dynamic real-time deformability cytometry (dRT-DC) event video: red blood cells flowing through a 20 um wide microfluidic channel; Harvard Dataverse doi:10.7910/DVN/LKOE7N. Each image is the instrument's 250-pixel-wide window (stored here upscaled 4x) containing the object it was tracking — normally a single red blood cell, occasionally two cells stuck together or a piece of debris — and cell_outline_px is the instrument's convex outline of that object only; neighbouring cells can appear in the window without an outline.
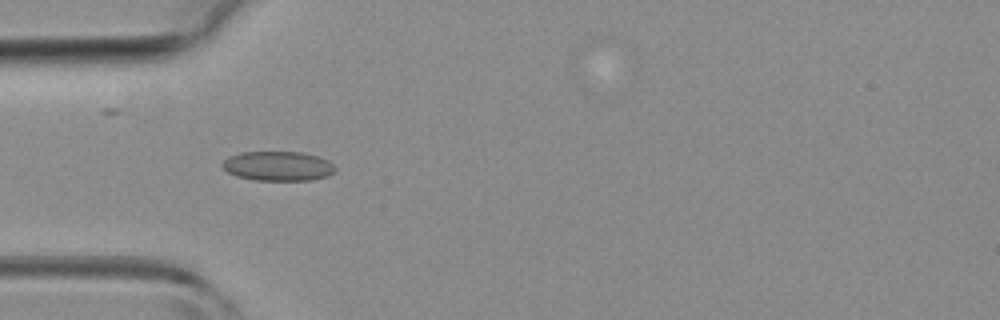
{"species": "common noctule bat (a hibernating species)", "species_latin": "Nyctalus noctula", "temperature_condition": "room temperature", "stored_images_in_passage": 39, "camera_frame_rate_fps": 3000, "um_per_image_px": 0.085, "animal": {"sex": "female", "body_mass_g": 19.3, "forearm_length_mm": 54.1}, "frame": {"image": 1, "passage_image": 7, "time_ms": 2.0, "image_size_px": [1000, 320], "cell_outline_px": [[336, 172], [328, 176], [312, 180], [252, 180], [236, 176], [228, 172], [220, 164], [228, 156], [240, 152], [300, 152], [316, 156], [328, 160], [336, 168]], "centroid_in_image_um": [23.62, 14.12], "position_along_channel_um": 61.4, "area_um2": 19.54}}
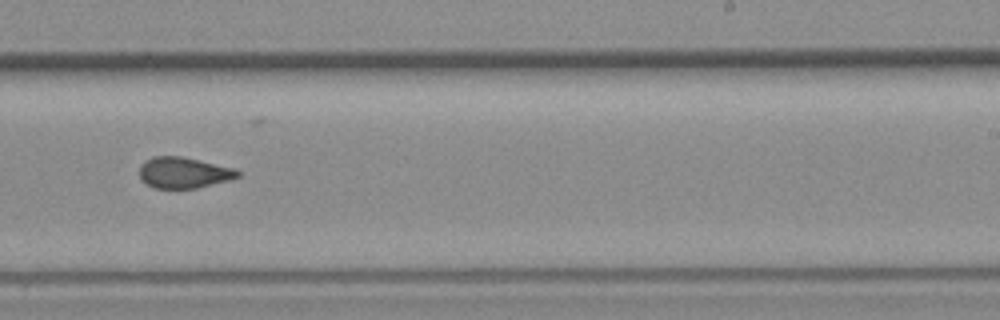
{"frame": {"image": 2, "passage_image": 21, "time_ms": 6.667, "image_size_px": [1000, 320], "cell_outline_px": [[240, 176], [232, 180], [196, 188], [156, 188], [140, 180], [140, 168], [152, 156], [180, 156], [236, 168], [240, 172]], "centroid_in_image_um": [15.67, 14.68], "position_along_channel_um": 273.3, "area_um2": 17.69}}
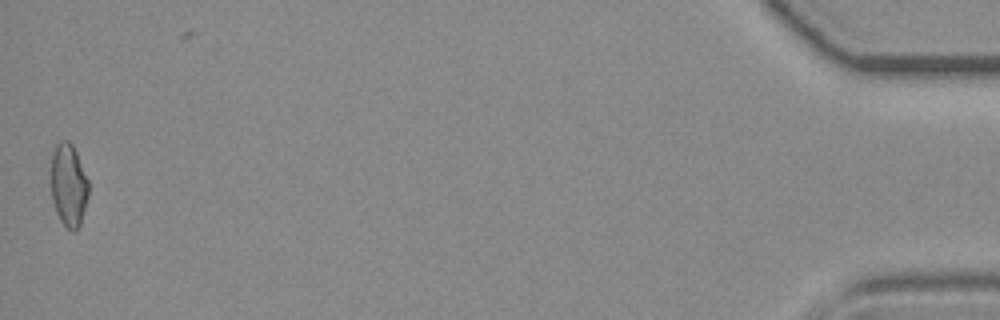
{"frame": {"image": 3, "passage_image": 38, "time_ms": 12.333, "image_size_px": [1000, 320], "cell_outline_px": [[88, 196], [80, 224], [72, 232], [60, 220], [56, 212], [52, 200], [52, 152], [56, 144], [60, 140], [68, 140], [72, 144], [76, 152], [88, 180]], "centroid_in_image_um": [5.83, 15.71], "position_along_channel_um": 429.4, "area_um2": 17.86}}